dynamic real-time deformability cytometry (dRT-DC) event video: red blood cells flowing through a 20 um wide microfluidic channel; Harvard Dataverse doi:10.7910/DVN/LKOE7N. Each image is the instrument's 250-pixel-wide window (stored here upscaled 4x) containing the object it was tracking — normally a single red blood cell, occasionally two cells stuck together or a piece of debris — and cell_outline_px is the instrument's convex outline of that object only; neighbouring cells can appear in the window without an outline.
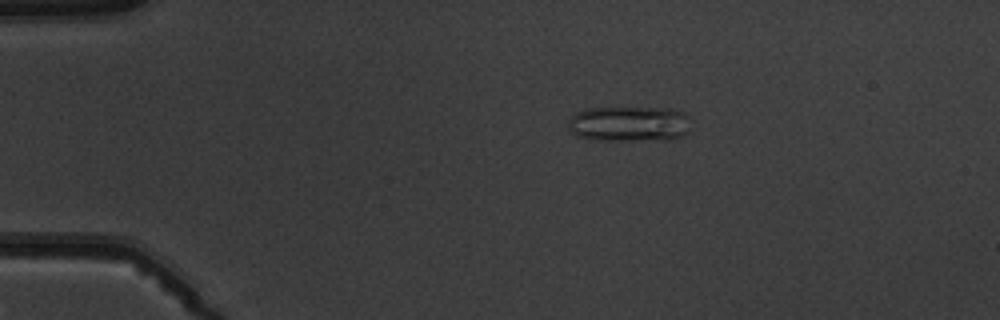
{"species": "common noctule bat (a hibernating species)", "species_latin": "Nyctalus noctula", "temperature_condition": "warm", "stored_images_in_passage": 8, "camera_frame_rate_fps": 3000, "um_per_image_px": 0.085, "animal": {"sex": "male", "body_mass_g": 19.5, "forearm_length_mm": 54.6}, "frame": {"image": 1, "passage_image": 2, "time_ms": 1.333, "image_size_px": [1000, 320], "cell_outline_px": [[688, 132], [684, 136], [664, 140], [596, 140], [580, 136], [572, 132], [568, 128], [568, 120], [576, 112], [584, 108], [668, 108], [684, 112], [688, 116]], "centroid_in_image_um": [53.48, 10.52], "position_along_channel_um": 31.5, "area_um2": 25.43}}
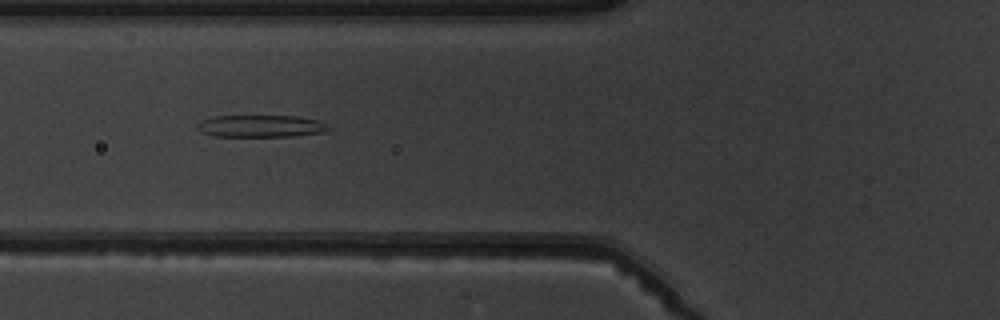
{"frame": {"image": 2, "passage_image": 5, "time_ms": 4.667, "image_size_px": [1000, 320], "cell_outline_px": [[332, 128], [324, 132], [292, 136], [216, 136], [200, 132], [196, 128], [196, 124], [200, 120], [212, 116], [296, 116], [320, 120]], "centroid_in_image_um": [22.15, 10.71], "position_along_channel_um": 103.7, "area_um2": 17.05}}
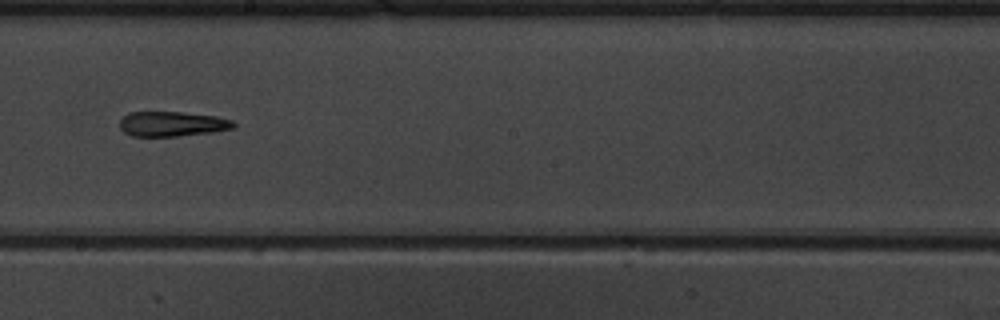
{"frame": {"image": 3, "passage_image": 8, "time_ms": 8.0, "image_size_px": [1000, 320], "cell_outline_px": [[236, 128], [212, 132], [176, 136], [132, 136], [124, 132], [120, 128], [120, 120], [128, 112], [184, 112], [216, 116], [232, 120], [236, 124]], "centroid_in_image_um": [14.65, 10.53], "position_along_channel_um": 233.5, "area_um2": 16.59}}